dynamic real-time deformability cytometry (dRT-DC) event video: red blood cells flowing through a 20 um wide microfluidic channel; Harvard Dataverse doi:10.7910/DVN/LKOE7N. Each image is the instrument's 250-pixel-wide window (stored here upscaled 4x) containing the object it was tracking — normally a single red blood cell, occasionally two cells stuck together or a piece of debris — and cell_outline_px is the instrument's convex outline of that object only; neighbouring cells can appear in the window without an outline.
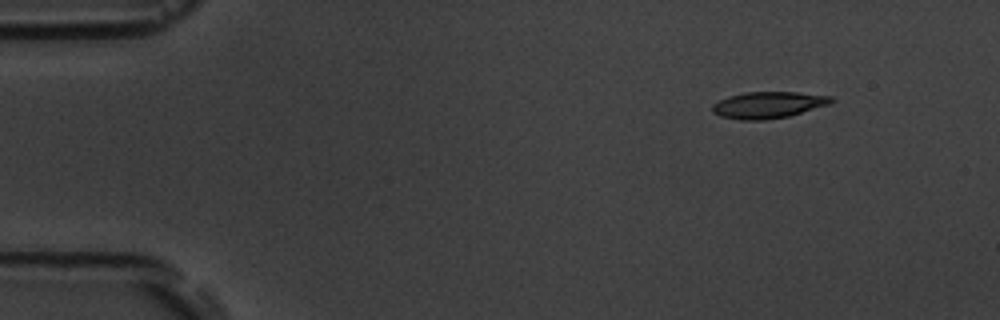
{"species": "common noctule bat (a hibernating species)", "species_latin": "Nyctalus noctula", "temperature_condition": "room temperature", "stored_images_in_passage": 3, "camera_frame_rate_fps": 3000, "um_per_image_px": 0.085, "animal": {"sex": "male", "body_mass_g": 19.5, "forearm_length_mm": 54.6}, "frame": {"image": 1, "passage_image": 3, "time_ms": 3.333, "image_size_px": [1000, 320], "cell_outline_px": [[836, 100], [828, 104], [788, 116], [764, 120], [740, 120], [720, 116], [712, 112], [712, 104], [728, 96], [744, 92], [796, 92], [832, 96]], "centroid_in_image_um": [65.27, 8.91], "position_along_channel_um": 19.7, "area_um2": 18.32}}